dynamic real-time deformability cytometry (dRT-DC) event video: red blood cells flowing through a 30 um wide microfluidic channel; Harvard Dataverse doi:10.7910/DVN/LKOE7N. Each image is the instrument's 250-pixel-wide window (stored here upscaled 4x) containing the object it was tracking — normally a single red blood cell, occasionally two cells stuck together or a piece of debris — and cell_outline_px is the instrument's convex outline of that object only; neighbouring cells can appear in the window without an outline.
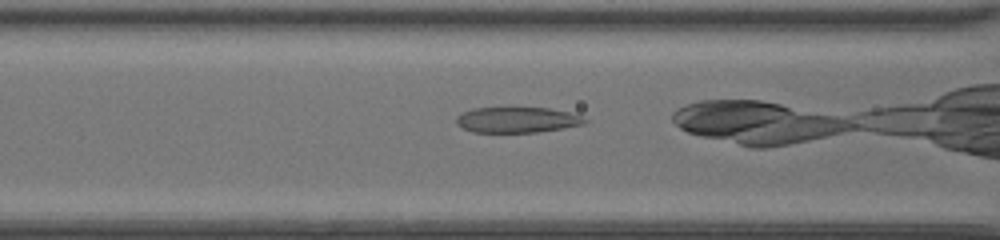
{"species": "common noctule bat (a hibernating species)", "species_latin": "Nyctalus noctula", "temperature_condition": "room temperature", "stored_images_in_passage": 23, "camera_frame_rate_fps": 3000, "um_per_image_px": 0.085, "animal": {"sex": "female", "body_mass_g": 20.0, "forearm_length_mm": 54.0}, "frame": {"image": 1, "passage_image": 4, "time_ms": 1.0, "image_size_px": [1000, 240], "cell_outline_px": [[588, 120], [584, 124], [564, 128], [536, 132], [472, 132], [456, 124], [456, 116], [460, 112], [472, 108], [508, 104], [548, 108], [568, 112], [580, 116]], "centroid_in_image_um": [43.88, 10.12], "position_along_channel_um": 122.7, "area_um2": 20.23}}